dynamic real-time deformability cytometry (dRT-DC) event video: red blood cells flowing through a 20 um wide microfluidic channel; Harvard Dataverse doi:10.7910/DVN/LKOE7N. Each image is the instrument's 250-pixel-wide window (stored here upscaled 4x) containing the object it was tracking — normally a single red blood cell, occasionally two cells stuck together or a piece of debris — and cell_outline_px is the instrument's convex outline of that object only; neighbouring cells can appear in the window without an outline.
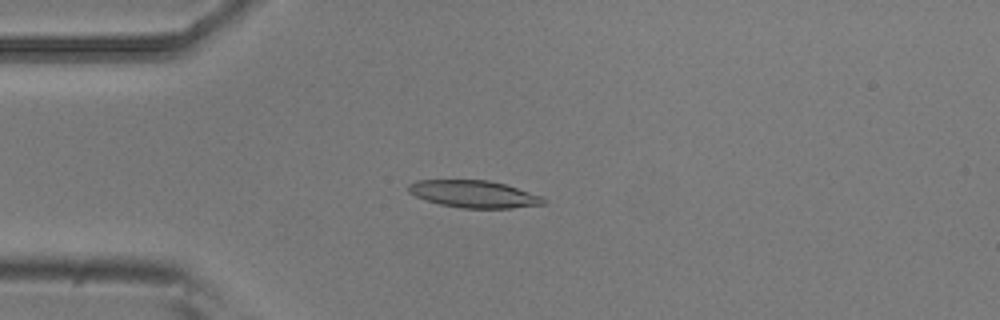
{"species": "common noctule bat (a hibernating species)", "species_latin": "Nyctalus noctula", "temperature_condition": "room temperature", "stored_images_in_passage": 3, "camera_frame_rate_fps": 3000, "um_per_image_px": 0.085, "animal": {"sex": "male", "body_mass_g": 20.5, "forearm_length_mm": 52.5}, "frame": {"image": 1, "passage_image": 3, "time_ms": 0.667, "image_size_px": [1000, 320], "cell_outline_px": [[548, 200], [544, 204], [512, 208], [460, 208], [440, 204], [416, 196], [408, 192], [408, 184], [416, 180], [488, 180], [504, 184], [540, 196]], "centroid_in_image_um": [40.26, 16.49], "position_along_channel_um": 44.7, "area_um2": 21.21}}